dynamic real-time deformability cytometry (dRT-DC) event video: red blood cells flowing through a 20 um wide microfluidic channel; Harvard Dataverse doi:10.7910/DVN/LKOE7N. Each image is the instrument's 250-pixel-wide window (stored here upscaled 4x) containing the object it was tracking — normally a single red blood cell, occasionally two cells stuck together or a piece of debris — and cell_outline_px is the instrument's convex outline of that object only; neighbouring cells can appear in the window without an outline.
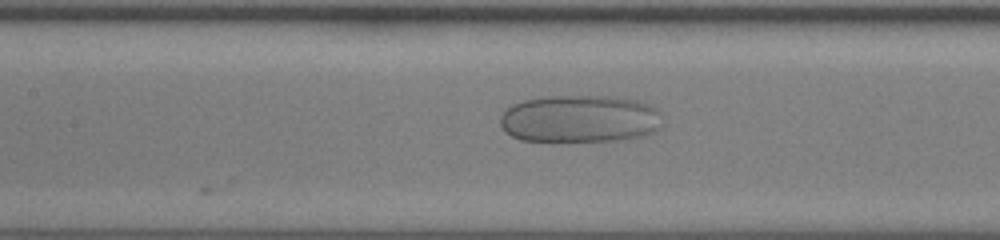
{"species": "human", "species_latin": "Homo sapiens", "temperature_condition": "room temperature", "stored_images_in_passage": 43, "camera_frame_rate_fps": 3000, "um_per_image_px": 0.085, "donor": {"sex": "female"}, "frame": {"image": 1, "passage_image": 16, "time_ms": 5.0, "image_size_px": [1000, 240], "cell_outline_px": [[664, 124], [660, 128], [644, 136], [628, 140], [520, 140], [504, 132], [500, 124], [500, 116], [504, 108], [512, 104], [524, 100], [540, 96], [612, 96], [636, 100], [648, 104], [656, 108], [660, 112]], "centroid_in_image_um": [49.29, 10.08], "position_along_channel_um": 158.1, "area_um2": 45.49}}
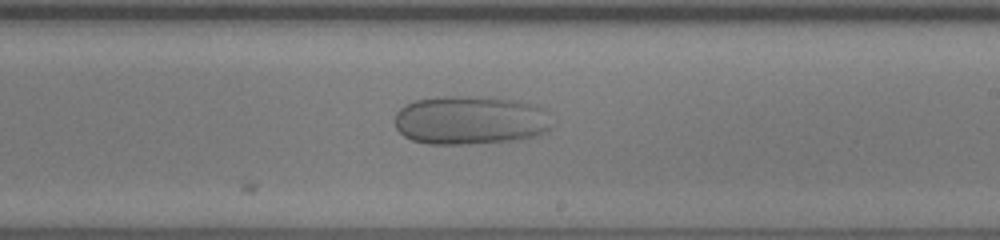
{"frame": {"image": 2, "passage_image": 23, "time_ms": 7.333, "image_size_px": [1000, 240], "cell_outline_px": [[548, 132], [520, 140], [468, 144], [428, 144], [412, 140], [404, 136], [396, 128], [396, 112], [404, 104], [416, 100], [436, 96], [472, 96], [512, 100], [532, 104], [540, 108], [548, 128]], "centroid_in_image_um": [39.86, 10.23], "position_along_channel_um": 249.1, "area_um2": 44.27}}
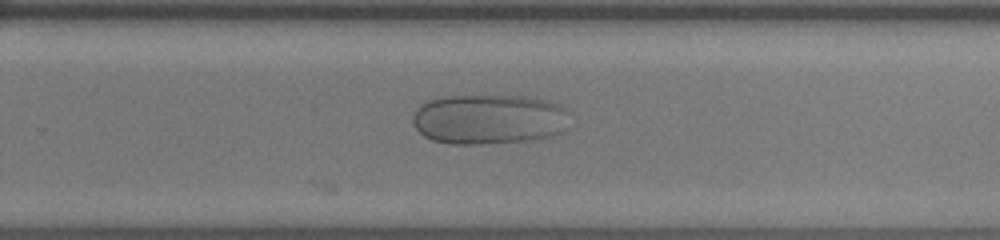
{"frame": {"image": 3, "passage_image": 26, "time_ms": 8.333, "image_size_px": [1000, 240], "cell_outline_px": [[568, 112], [564, 132], [552, 136], [532, 140], [480, 144], [448, 144], [432, 140], [424, 136], [416, 128], [412, 120], [412, 116], [420, 104], [428, 100], [444, 96], [524, 96], [548, 100], [560, 104]], "centroid_in_image_um": [41.55, 10.14], "position_along_channel_um": 288.2, "area_um2": 46.18}}